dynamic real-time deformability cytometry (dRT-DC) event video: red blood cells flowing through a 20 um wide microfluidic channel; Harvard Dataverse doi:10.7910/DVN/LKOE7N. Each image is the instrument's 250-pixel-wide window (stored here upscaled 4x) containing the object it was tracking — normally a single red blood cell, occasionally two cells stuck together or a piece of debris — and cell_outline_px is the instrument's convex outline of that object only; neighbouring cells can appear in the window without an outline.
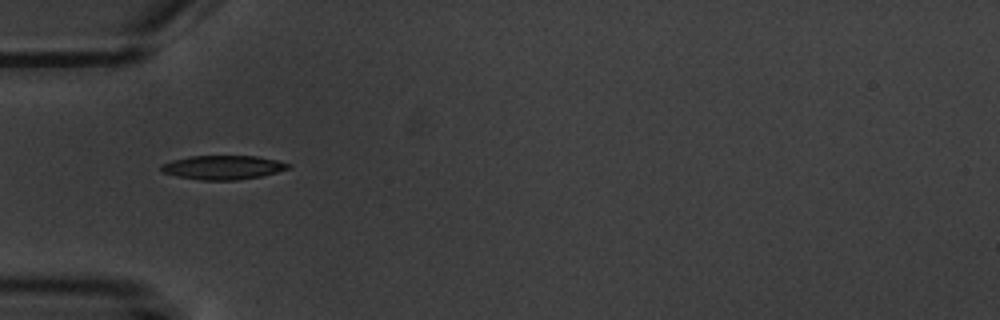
{"species": "common noctule bat (a hibernating species)", "species_latin": "Nyctalus noctula", "temperature_condition": "warm", "stored_images_in_passage": 3, "camera_frame_rate_fps": 3000, "um_per_image_px": 0.085, "animal": {"sex": "male", "body_mass_g": 20.1, "forearm_length_mm": 53.5}, "frame": {"image": 1, "passage_image": 1, "time_ms": 0.0, "image_size_px": [1000, 320], "cell_outline_px": [[292, 168], [260, 176], [236, 180], [200, 180], [176, 176], [160, 172], [160, 164], [172, 160], [188, 156], [256, 156], [276, 160], [292, 164]], "centroid_in_image_um": [18.92, 14.23], "position_along_channel_um": 66.1, "area_um2": 17.92}}